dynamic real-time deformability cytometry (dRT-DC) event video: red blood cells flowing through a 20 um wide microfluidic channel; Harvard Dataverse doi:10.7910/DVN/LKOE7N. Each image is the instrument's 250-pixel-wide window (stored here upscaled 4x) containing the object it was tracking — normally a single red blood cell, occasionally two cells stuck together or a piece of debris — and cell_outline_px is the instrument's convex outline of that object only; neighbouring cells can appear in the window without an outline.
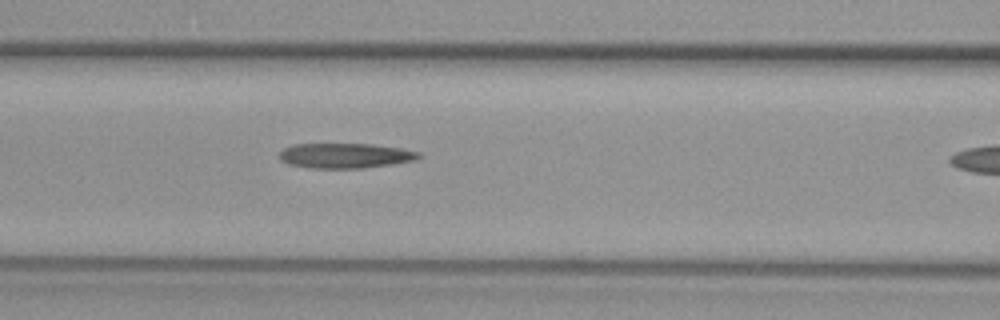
{"species": "common noctule bat (a hibernating species)", "species_latin": "Nyctalus noctula", "temperature_condition": "warm", "stored_images_in_passage": 11, "camera_frame_rate_fps": 3000, "um_per_image_px": 0.085, "animal": {"sex": "female", "body_mass_g": 29.2, "forearm_length_mm": 56.3}, "frame": {"image": 1, "passage_image": 10, "time_ms": 3.0, "image_size_px": [1000, 320], "cell_outline_px": [[420, 156], [416, 160], [392, 164], [364, 168], [308, 168], [288, 164], [280, 160], [280, 152], [284, 148], [292, 144], [372, 144], [400, 148], [420, 152]], "centroid_in_image_um": [29.33, 13.23], "position_along_channel_um": 137.3, "area_um2": 20.35}}